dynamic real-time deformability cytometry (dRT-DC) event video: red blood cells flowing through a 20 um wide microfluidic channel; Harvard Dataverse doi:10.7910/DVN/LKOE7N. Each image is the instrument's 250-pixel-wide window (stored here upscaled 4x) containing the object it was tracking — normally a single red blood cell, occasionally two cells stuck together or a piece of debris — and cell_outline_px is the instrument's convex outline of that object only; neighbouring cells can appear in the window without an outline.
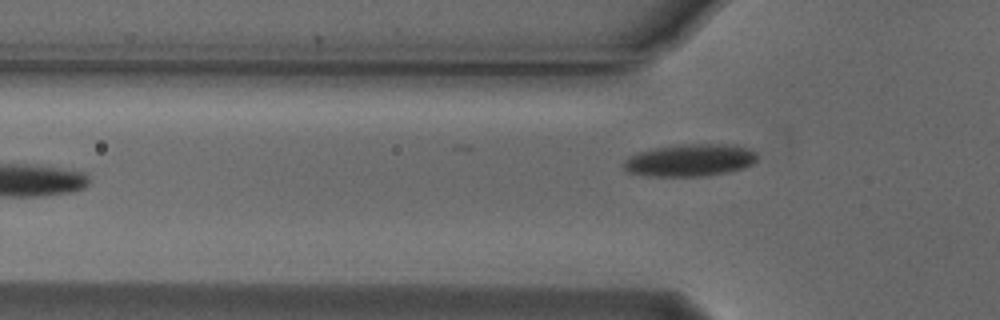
{"species": "Egyptian fruit bat (a non-hibernating species)", "species_latin": "Rousettus aegyptiacus", "temperature_condition": "cold", "stored_images_in_passage": 3, "camera_frame_rate_fps": 3000, "um_per_image_px": 0.085, "animal": {"sex": "male"}, "frame": {"image": 1, "passage_image": 3, "time_ms": 0.667, "image_size_px": [1000, 320], "cell_outline_px": [[756, 160], [752, 164], [744, 168], [728, 172], [704, 176], [648, 176], [624, 172], [624, 160], [628, 156], [640, 152], [656, 148], [680, 144], [736, 144], [752, 148], [756, 152]], "centroid_in_image_um": [58.67, 13.61], "position_along_channel_um": 67.1, "area_um2": 25.43}}